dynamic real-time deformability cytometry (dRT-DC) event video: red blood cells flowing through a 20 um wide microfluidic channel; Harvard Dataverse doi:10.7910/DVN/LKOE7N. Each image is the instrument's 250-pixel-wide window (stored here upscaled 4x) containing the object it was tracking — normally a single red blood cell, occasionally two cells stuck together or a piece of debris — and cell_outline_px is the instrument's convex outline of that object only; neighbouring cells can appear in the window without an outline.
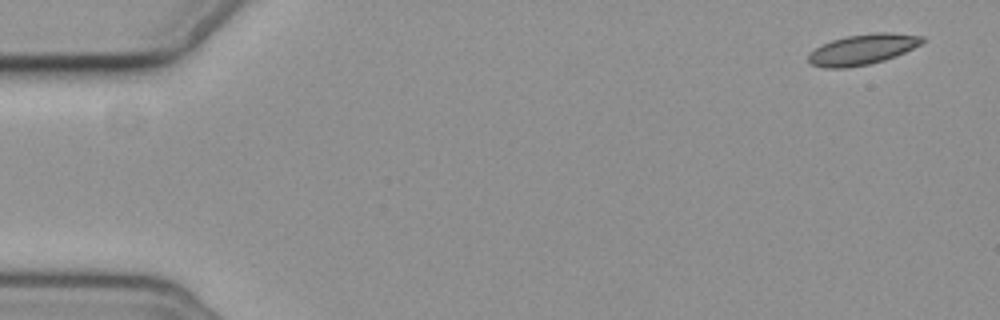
{"species": "common noctule bat (a hibernating species)", "species_latin": "Nyctalus noctula", "temperature_condition": "cold", "stored_images_in_passage": 6, "segment_of_instrument_passage": [1, 2], "camera_frame_rate_fps": 3000, "um_per_image_px": 0.085, "animal": {"sex": "female", "body_mass_g": 19.3, "forearm_length_mm": 54.1}, "frame": {"image": 1, "passage_image": 1, "time_ms": 0.0, "image_size_px": [1000, 320], "cell_outline_px": [[928, 40], [896, 56], [884, 60], [868, 64], [848, 68], [824, 68], [808, 64], [808, 56], [816, 48], [832, 40], [848, 36], [876, 32], [892, 32], [924, 36]], "centroid_in_image_um": [73.34, 4.2], "position_along_channel_um": 11.7, "area_um2": 20.23}}
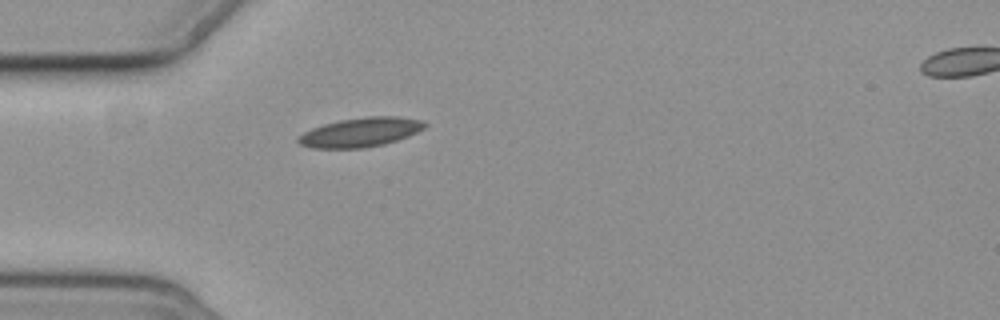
{"frame": {"image": 2, "passage_image": 5, "time_ms": 4.667, "image_size_px": [1000, 320], "cell_outline_px": [[428, 124], [424, 128], [408, 136], [384, 144], [364, 148], [312, 148], [300, 144], [296, 140], [304, 132], [312, 128], [324, 124], [340, 120], [368, 116], [400, 116], [424, 120]], "centroid_in_image_um": [30.68, 11.23], "position_along_channel_um": 54.3, "area_um2": 21.56}}